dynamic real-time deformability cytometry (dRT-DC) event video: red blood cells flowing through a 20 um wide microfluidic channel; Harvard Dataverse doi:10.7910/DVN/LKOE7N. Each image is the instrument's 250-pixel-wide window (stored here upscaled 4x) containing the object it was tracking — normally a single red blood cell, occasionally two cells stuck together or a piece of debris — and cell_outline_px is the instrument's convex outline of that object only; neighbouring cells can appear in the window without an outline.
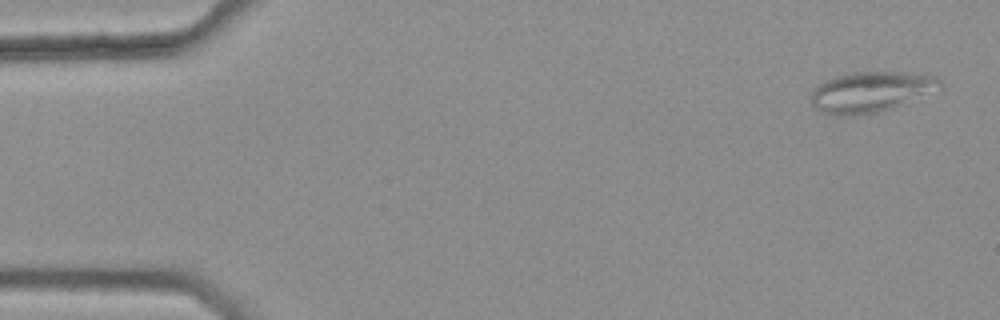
{"species": "common noctule bat (a hibernating species)", "species_latin": "Nyctalus noctula", "temperature_condition": "warm", "stored_images_in_passage": 47, "camera_frame_rate_fps": 3000, "um_per_image_px": 0.085, "animal": {"sex": "female", "body_mass_g": 25.1}, "frame": {"image": 1, "passage_image": 2, "time_ms": 0.333, "image_size_px": [1000, 320], "cell_outline_px": [[944, 88], [892, 108], [880, 112], [856, 116], [836, 116], [824, 112], [816, 108], [812, 104], [812, 92], [824, 80], [836, 76], [852, 72], [908, 72], [936, 76], [944, 84]], "centroid_in_image_um": [74.08, 7.81], "position_along_channel_um": 10.9, "area_um2": 30.69}}
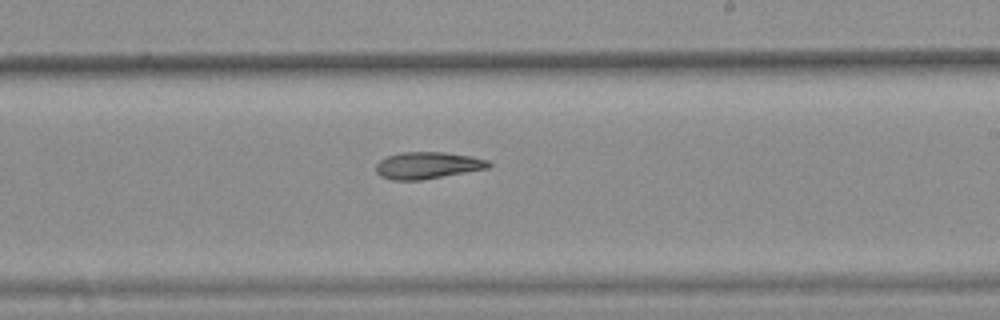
{"frame": {"image": 2, "passage_image": 31, "time_ms": 10.0, "image_size_px": [1000, 320], "cell_outline_px": [[492, 164], [488, 168], [420, 180], [392, 180], [380, 176], [376, 172], [376, 164], [380, 160], [388, 156], [400, 152], [444, 152], [472, 156], [488, 160]], "centroid_in_image_um": [36.33, 14.05], "position_along_channel_um": 252.7, "area_um2": 17.57}}
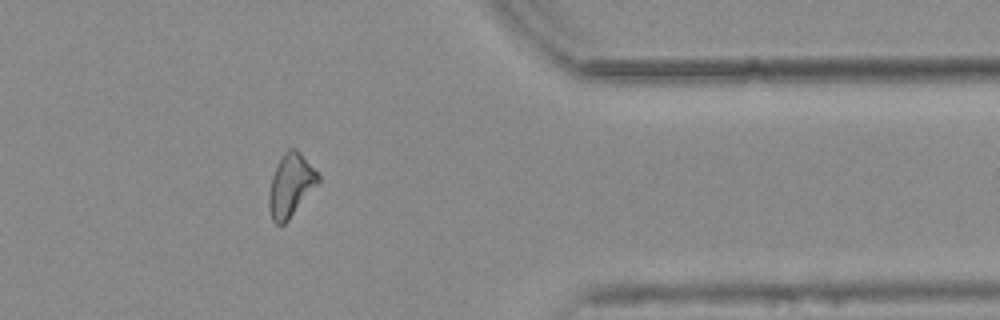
{"frame": {"image": 3, "passage_image": 43, "time_ms": 14.0, "image_size_px": [1000, 320], "cell_outline_px": [[320, 180], [288, 220], [284, 224], [276, 224], [272, 220], [268, 208], [268, 192], [272, 176], [284, 152], [288, 148], [296, 148], [300, 152], [320, 176]], "centroid_in_image_um": [24.68, 15.75], "position_along_channel_um": 386.7, "area_um2": 17.74}}